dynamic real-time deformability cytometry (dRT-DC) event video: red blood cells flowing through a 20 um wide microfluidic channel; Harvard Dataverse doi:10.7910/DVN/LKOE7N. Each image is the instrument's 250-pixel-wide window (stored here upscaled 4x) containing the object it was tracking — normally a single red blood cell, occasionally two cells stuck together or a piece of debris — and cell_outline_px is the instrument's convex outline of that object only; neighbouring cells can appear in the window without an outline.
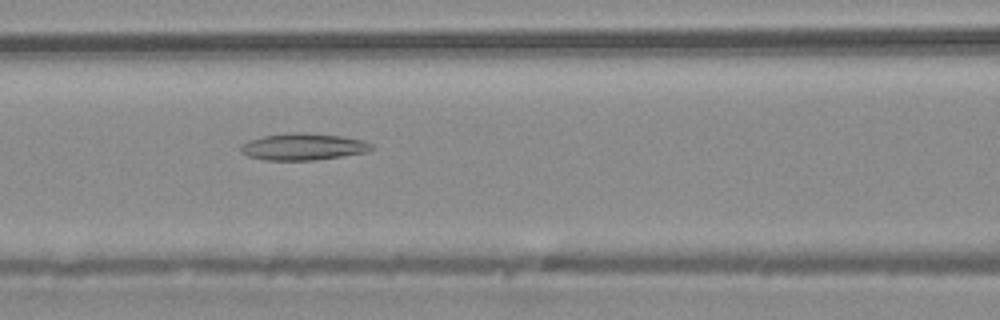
{"species": "common noctule bat (a hibernating species)", "species_latin": "Nyctalus noctula", "temperature_condition": "warm", "stored_images_in_passage": 44, "camera_frame_rate_fps": 3000, "um_per_image_px": 0.085, "animal": {"sex": "male", "body_mass_g": 20.4}, "frame": {"image": 1, "passage_image": 18, "time_ms": 5.667, "image_size_px": [1000, 320], "cell_outline_px": [[376, 148], [368, 152], [316, 160], [264, 160], [248, 156], [240, 152], [240, 144], [248, 140], [264, 136], [296, 132], [300, 132], [340, 136], [364, 140], [372, 144]], "centroid_in_image_um": [25.78, 12.48], "position_along_channel_um": 140.8, "area_um2": 20.52}}
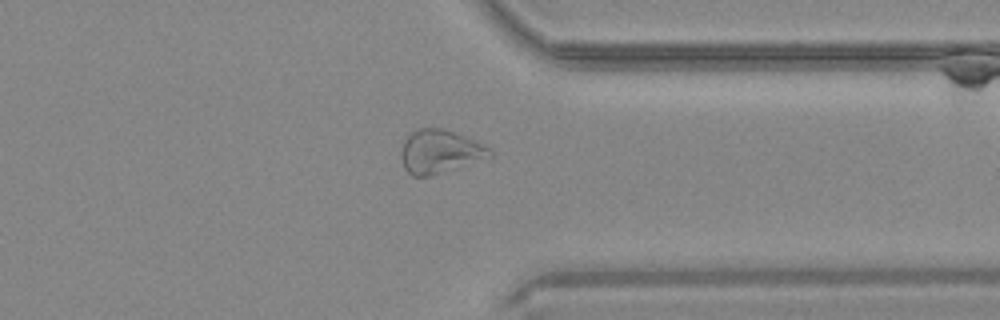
{"frame": {"image": 2, "passage_image": 34, "time_ms": 11.0, "image_size_px": [1000, 320], "cell_outline_px": [[492, 156], [432, 176], [412, 176], [404, 168], [400, 156], [400, 152], [404, 140], [412, 132], [420, 128], [444, 128], [484, 144], [492, 148]], "centroid_in_image_um": [37.37, 12.89], "position_along_channel_um": 374.0, "area_um2": 22.48}}
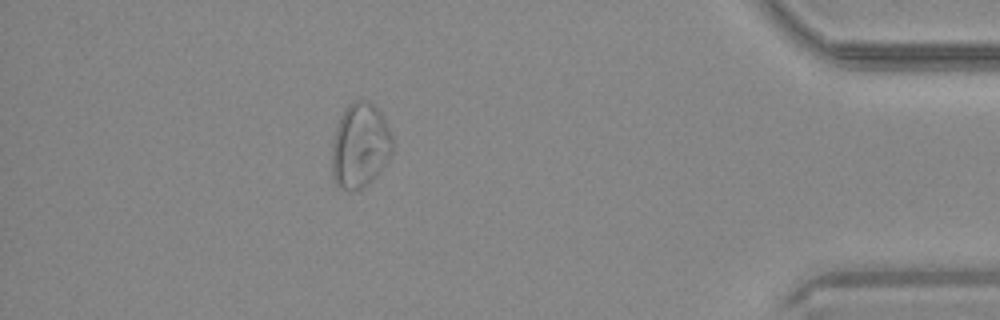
{"frame": {"image": 3, "passage_image": 39, "time_ms": 12.667, "image_size_px": [1000, 320], "cell_outline_px": [[392, 152], [388, 160], [376, 176], [364, 188], [340, 188], [336, 184], [332, 176], [332, 140], [340, 116], [344, 108], [348, 104], [356, 100], [368, 100], [380, 112], [392, 136]], "centroid_in_image_um": [30.59, 12.36], "position_along_channel_um": 404.6, "area_um2": 29.82}}